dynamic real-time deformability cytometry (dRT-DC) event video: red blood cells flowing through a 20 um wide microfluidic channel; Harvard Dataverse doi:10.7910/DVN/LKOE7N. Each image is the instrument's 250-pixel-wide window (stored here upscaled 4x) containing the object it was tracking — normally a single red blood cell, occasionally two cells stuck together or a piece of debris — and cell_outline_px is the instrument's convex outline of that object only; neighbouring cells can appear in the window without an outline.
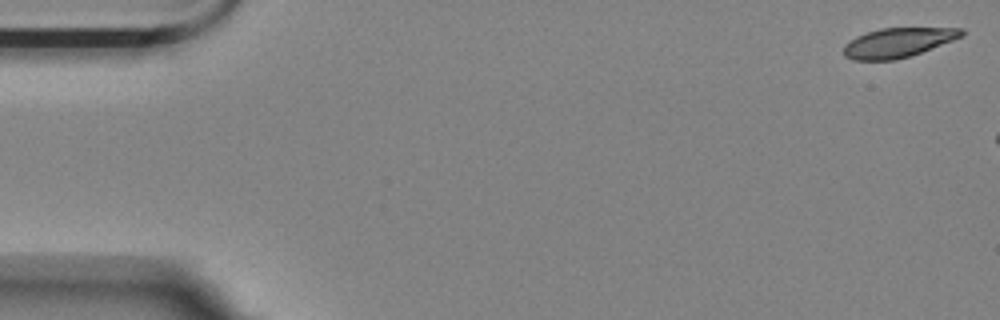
{"species": "Egyptian fruit bat (a non-hibernating species)", "species_latin": "Rousettus aegyptiacus", "temperature_condition": "room temperature", "stored_images_in_passage": 3, "camera_frame_rate_fps": 3000, "um_per_image_px": 0.085, "animal": {"sex": "female"}, "frame": {"image": 1, "passage_image": 1, "time_ms": 0.0, "image_size_px": [1000, 320], "cell_outline_px": [[964, 36], [920, 52], [896, 60], [852, 60], [844, 56], [844, 44], [856, 36], [880, 28], [964, 28]], "centroid_in_image_um": [76.31, 3.62], "position_along_channel_um": 8.7, "area_um2": 20.11}}